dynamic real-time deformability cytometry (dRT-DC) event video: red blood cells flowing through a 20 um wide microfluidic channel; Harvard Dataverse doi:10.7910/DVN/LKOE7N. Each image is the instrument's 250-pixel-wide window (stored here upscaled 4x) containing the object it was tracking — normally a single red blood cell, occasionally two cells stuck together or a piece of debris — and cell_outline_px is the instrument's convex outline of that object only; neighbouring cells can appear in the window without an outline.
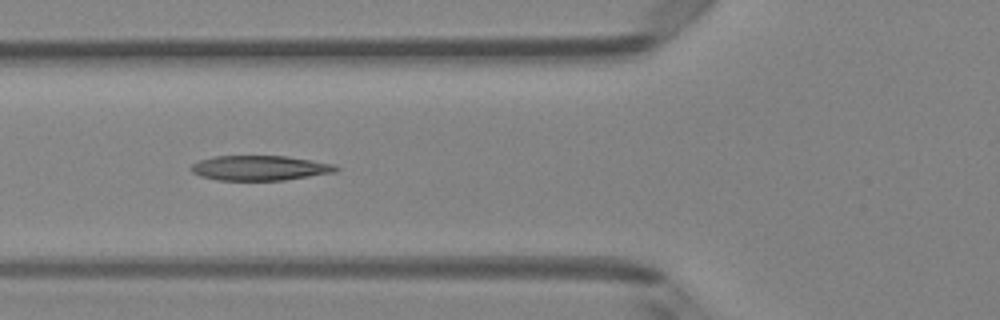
{"species": "Egyptian fruit bat (a non-hibernating species)", "species_latin": "Rousettus aegyptiacus", "temperature_condition": "room temperature", "stored_images_in_passage": 8, "camera_frame_rate_fps": 3000, "um_per_image_px": 0.085, "animal": {"sex": "female"}, "frame": {"image": 1, "passage_image": 5, "time_ms": 1.333, "image_size_px": [1000, 320], "cell_outline_px": [[340, 168], [336, 172], [284, 180], [216, 180], [200, 176], [192, 172], [192, 164], [200, 160], [216, 156], [288, 156], [336, 164]], "centroid_in_image_um": [22.13, 14.28], "position_along_channel_um": 103.7, "area_um2": 21.04}}
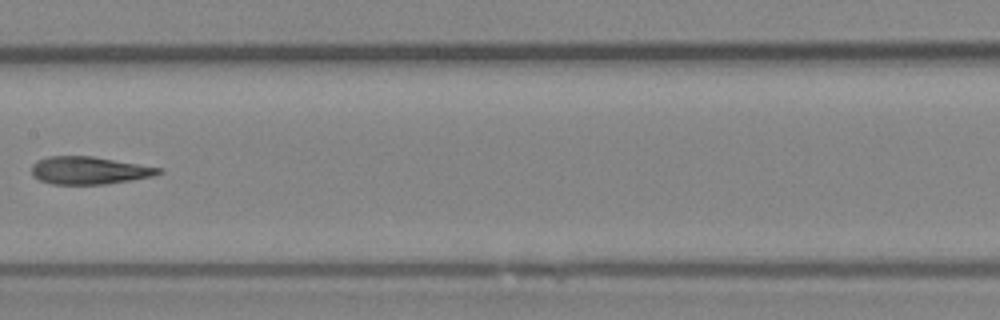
{"frame": {"image": 2, "passage_image": 7, "time_ms": 2.0, "image_size_px": [1000, 320], "cell_outline_px": [[164, 172], [152, 176], [132, 180], [104, 184], [52, 184], [40, 180], [32, 176], [32, 164], [36, 160], [48, 156], [92, 156], [164, 168]], "centroid_in_image_um": [7.59, 14.48], "position_along_channel_um": 199.8, "area_um2": 20.58}}
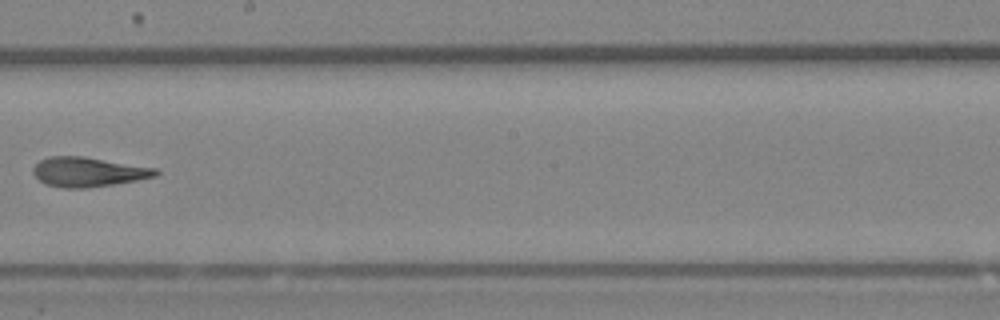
{"frame": {"image": 3, "passage_image": 8, "time_ms": 2.333, "image_size_px": [1000, 320], "cell_outline_px": [[160, 172], [156, 176], [136, 180], [88, 188], [64, 188], [44, 184], [32, 172], [32, 168], [40, 160], [48, 156], [80, 156], [156, 168]], "centroid_in_image_um": [7.46, 14.62], "position_along_channel_um": 240.7, "area_um2": 20.92}}